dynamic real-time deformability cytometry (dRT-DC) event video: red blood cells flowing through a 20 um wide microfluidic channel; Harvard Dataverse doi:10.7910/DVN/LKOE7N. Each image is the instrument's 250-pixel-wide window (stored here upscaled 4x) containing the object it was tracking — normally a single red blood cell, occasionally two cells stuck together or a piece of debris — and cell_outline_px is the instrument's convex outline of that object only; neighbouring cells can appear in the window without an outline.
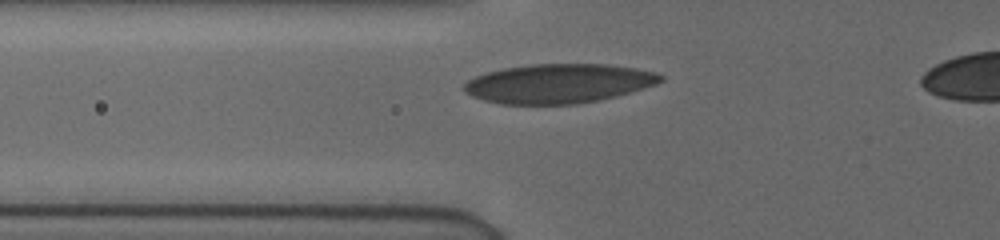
{"species": "human", "species_latin": "Homo sapiens", "temperature_condition": "cold", "stored_images_in_passage": 30, "camera_frame_rate_fps": 3000, "um_per_image_px": 0.085, "donor": {"sex": "female"}, "frame": {"image": 1, "passage_image": 2, "time_ms": 0.333, "image_size_px": [1000, 240], "cell_outline_px": [[664, 80], [656, 84], [644, 88], [616, 96], [600, 100], [576, 104], [500, 104], [484, 100], [472, 96], [464, 92], [464, 84], [468, 80], [476, 76], [488, 72], [504, 68], [528, 64], [608, 64], [636, 68], [656, 72], [664, 76]], "centroid_in_image_um": [47.5, 7.1], "position_along_channel_um": 78.3, "area_um2": 45.08}}
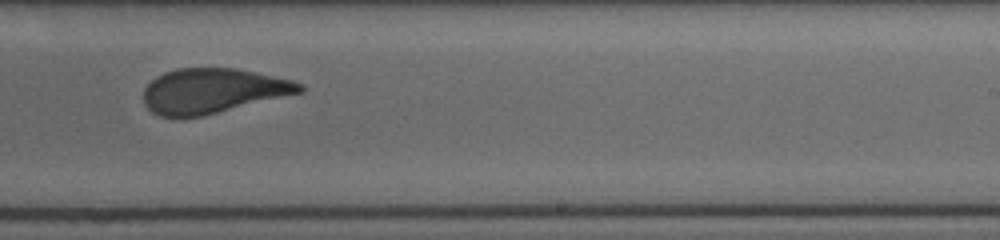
{"frame": {"image": 2, "passage_image": 17, "time_ms": 5.333, "image_size_px": [1000, 240], "cell_outline_px": [[304, 92], [200, 116], [160, 116], [152, 112], [144, 104], [144, 88], [156, 76], [164, 72], [180, 68], [236, 68], [292, 80], [304, 84]], "centroid_in_image_um": [18.1, 7.71], "position_along_channel_um": 270.9, "area_um2": 40.46}}
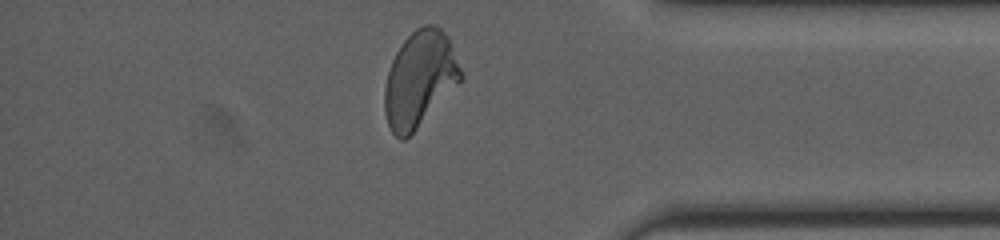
{"frame": {"image": 3, "passage_image": 28, "time_ms": 9.0, "image_size_px": [1000, 240], "cell_outline_px": [[464, 76], [416, 128], [404, 140], [400, 140], [392, 132], [388, 124], [384, 112], [384, 88], [388, 72], [392, 60], [396, 52], [404, 40], [416, 28], [424, 24], [432, 24], [440, 28], [448, 36], [464, 72]], "centroid_in_image_um": [35.66, 6.67], "position_along_channel_um": 399.5, "area_um2": 42.08}, "authors_computed_cell_mechanics": {"area_um2": 42.3385, "velocity_mm_per_s": 3.8642, "shape_relaxation_time_tau1_ms": 8.1463, "shape_relaxation_time_tau2_ms": null, "deformation_change_tau1": 0.2114, "deformation_change_tau2": null}}